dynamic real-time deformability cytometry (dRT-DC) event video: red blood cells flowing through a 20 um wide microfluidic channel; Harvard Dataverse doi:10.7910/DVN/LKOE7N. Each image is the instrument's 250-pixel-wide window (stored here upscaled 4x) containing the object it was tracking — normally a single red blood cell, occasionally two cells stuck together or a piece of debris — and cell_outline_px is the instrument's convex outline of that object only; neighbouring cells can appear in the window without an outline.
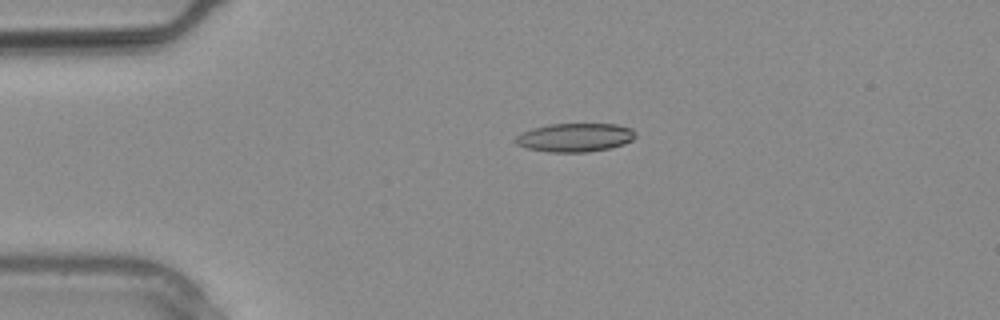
{"species": "common noctule bat (a hibernating species)", "species_latin": "Nyctalus noctula", "temperature_condition": "warm", "stored_images_in_passage": 2, "camera_frame_rate_fps": 3000, "um_per_image_px": 0.085, "animal": {"sex": "male", "body_mass_g": 20.4}, "frame": {"image": 1, "passage_image": 1, "time_ms": 0.0, "image_size_px": [1000, 320], "cell_outline_px": [[636, 136], [632, 140], [624, 144], [608, 148], [588, 152], [548, 152], [528, 148], [516, 144], [512, 140], [520, 132], [532, 128], [548, 124], [616, 124], [632, 128], [636, 132]], "centroid_in_image_um": [48.85, 11.68], "position_along_channel_um": 36.1, "area_um2": 20.17}}
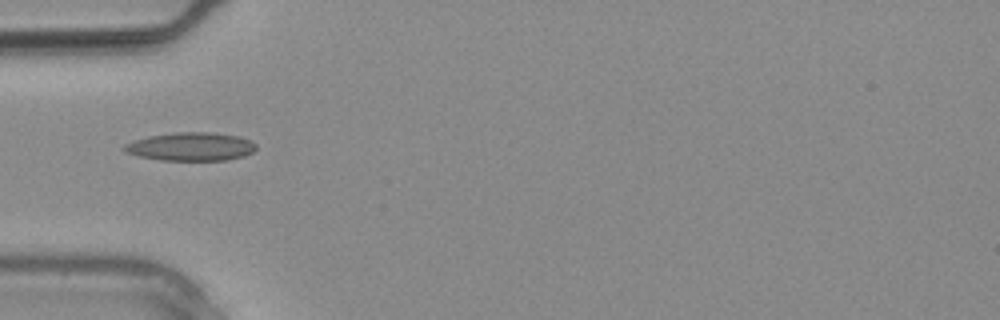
{"frame": {"image": 2, "passage_image": 2, "time_ms": 0.333, "image_size_px": [1000, 320], "cell_outline_px": [[256, 148], [252, 152], [244, 156], [228, 160], [160, 160], [140, 156], [124, 152], [120, 148], [124, 144], [148, 136], [172, 132], [212, 132], [240, 136], [252, 140], [256, 144]], "centroid_in_image_um": [16.23, 12.45], "position_along_channel_um": 68.8, "area_um2": 22.02}}